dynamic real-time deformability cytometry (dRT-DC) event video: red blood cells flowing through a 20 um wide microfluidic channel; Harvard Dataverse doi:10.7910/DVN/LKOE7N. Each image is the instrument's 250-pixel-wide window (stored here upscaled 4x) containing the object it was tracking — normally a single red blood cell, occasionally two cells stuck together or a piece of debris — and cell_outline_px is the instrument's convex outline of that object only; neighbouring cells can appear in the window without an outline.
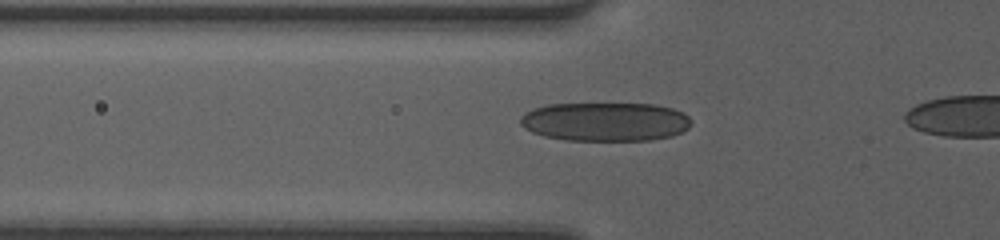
{"species": "human", "species_latin": "Homo sapiens", "temperature_condition": "room temperature", "stored_images_in_passage": 33, "camera_frame_rate_fps": 3000, "um_per_image_px": 0.085, "donor": {"sex": "female"}, "frame": {"image": 1, "passage_image": 7, "time_ms": 2.0, "image_size_px": [1000, 240], "cell_outline_px": [[692, 124], [688, 128], [672, 136], [648, 140], [564, 140], [544, 136], [532, 132], [524, 128], [520, 124], [520, 116], [524, 112], [532, 108], [548, 104], [656, 104], [672, 108], [684, 112], [692, 120]], "centroid_in_image_um": [51.43, 10.34], "position_along_channel_um": 74.4, "area_um2": 38.96}}
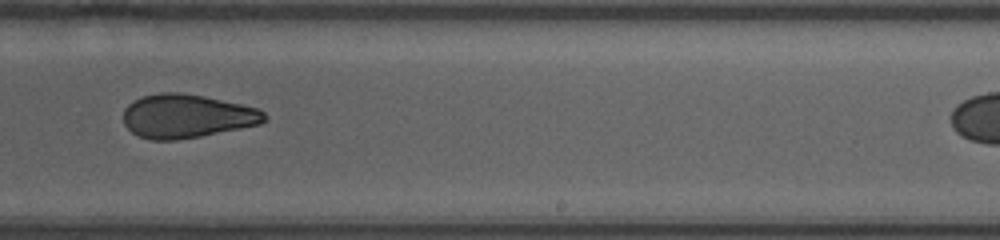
{"frame": {"image": 2, "passage_image": 21, "time_ms": 6.667, "image_size_px": [1000, 240], "cell_outline_px": [[268, 120], [260, 124], [200, 136], [176, 140], [152, 140], [140, 136], [132, 132], [124, 124], [124, 108], [128, 104], [144, 96], [160, 92], [180, 92], [204, 96], [260, 108], [268, 116]], "centroid_in_image_um": [15.91, 9.86], "position_along_channel_um": 273.1, "area_um2": 35.89}}
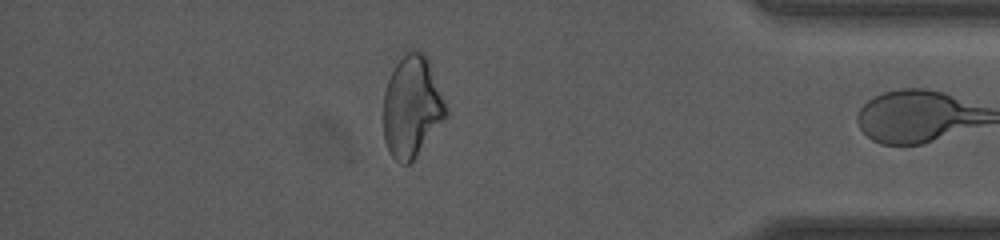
{"frame": {"image": 3, "passage_image": 32, "time_ms": 10.333, "image_size_px": [1000, 240], "cell_outline_px": [[448, 112], [416, 156], [408, 164], [400, 164], [392, 156], [384, 140], [384, 92], [388, 80], [396, 64], [404, 52], [408, 48], [416, 48], [424, 52], [428, 56]], "centroid_in_image_um": [34.99, 9.0], "position_along_channel_um": 400.2, "area_um2": 36.7}, "authors_computed_cell_mechanics": {"area_um2": 36.703, "velocity_mm_per_s": 4.2498, "shape_relaxation_time_tau1_ms": null, "shape_relaxation_time_tau2_ms": 2.1611, "deformation_change_tau1": null, "deformation_change_tau2": 0.0798}}